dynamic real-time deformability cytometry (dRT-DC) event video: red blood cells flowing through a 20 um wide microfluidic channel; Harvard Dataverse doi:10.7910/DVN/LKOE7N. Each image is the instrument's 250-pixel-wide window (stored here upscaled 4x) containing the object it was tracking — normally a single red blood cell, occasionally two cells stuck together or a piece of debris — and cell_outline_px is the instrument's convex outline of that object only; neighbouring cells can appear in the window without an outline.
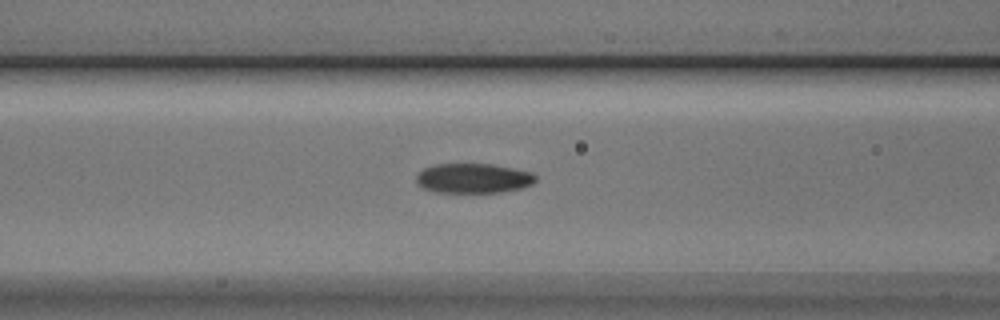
{"species": "Egyptian fruit bat (a non-hibernating species)", "species_latin": "Rousettus aegyptiacus", "temperature_condition": "cold", "stored_images_in_passage": 12, "camera_frame_rate_fps": 3000, "um_per_image_px": 0.085, "animal": {"sex": "male"}, "frame": {"image": 1, "passage_image": 11, "time_ms": 3.333, "image_size_px": [1000, 320], "cell_outline_px": [[536, 180], [532, 184], [520, 188], [504, 192], [436, 192], [424, 188], [416, 184], [416, 176], [424, 168], [432, 164], [492, 164], [532, 172], [536, 176]], "centroid_in_image_um": [40.22, 15.15], "position_along_channel_um": 126.4, "area_um2": 20.69}}